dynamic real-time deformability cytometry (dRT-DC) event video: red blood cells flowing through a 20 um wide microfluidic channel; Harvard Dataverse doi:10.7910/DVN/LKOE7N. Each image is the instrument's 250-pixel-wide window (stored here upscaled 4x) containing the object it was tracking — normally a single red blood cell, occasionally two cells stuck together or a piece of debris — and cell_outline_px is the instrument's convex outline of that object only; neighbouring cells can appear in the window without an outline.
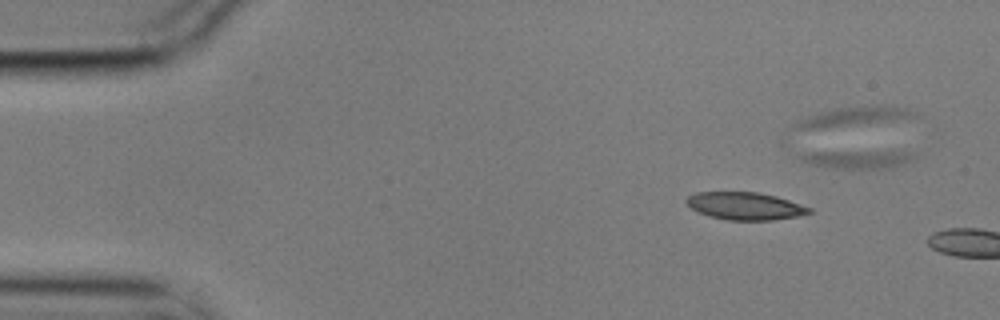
{"species": "common noctule bat (a hibernating species)", "species_latin": "Nyctalus noctula", "temperature_condition": "cold", "stored_images_in_passage": 2, "camera_frame_rate_fps": 3000, "um_per_image_px": 0.085, "animal": {"sex": "male", "body_mass_g": 17.9}, "frame": {"image": 1, "passage_image": 1, "time_ms": 0.0, "image_size_px": [1000, 320], "cell_outline_px": [[812, 212], [796, 216], [772, 220], [728, 220], [708, 216], [696, 212], [684, 200], [688, 196], [696, 192], [760, 192], [776, 196], [812, 208]], "centroid_in_image_um": [63.3, 17.51], "position_along_channel_um": 21.7, "area_um2": 19.71}}